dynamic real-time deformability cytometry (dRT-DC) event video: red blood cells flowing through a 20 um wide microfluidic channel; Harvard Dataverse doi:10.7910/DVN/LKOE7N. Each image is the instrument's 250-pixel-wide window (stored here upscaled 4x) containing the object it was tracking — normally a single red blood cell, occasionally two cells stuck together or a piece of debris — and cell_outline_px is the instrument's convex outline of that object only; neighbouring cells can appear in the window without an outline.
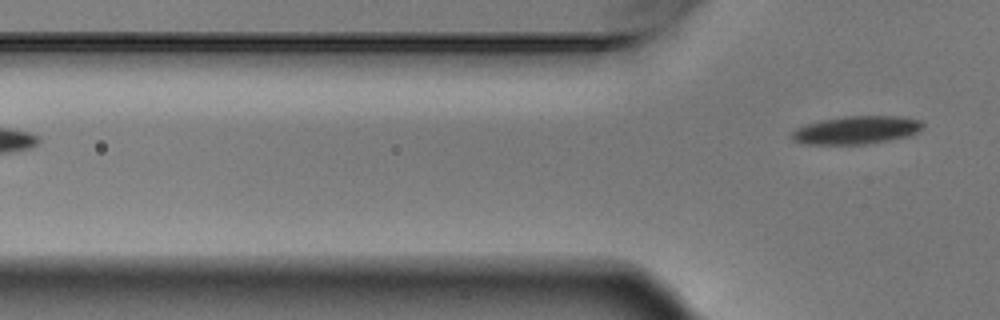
{"species": "Egyptian fruit bat (a non-hibernating species)", "species_latin": "Rousettus aegyptiacus", "temperature_condition": "warm", "stored_images_in_passage": 4, "camera_frame_rate_fps": 3000, "um_per_image_px": 0.085, "animal": {"sex": "male"}, "frame": {"image": 1, "passage_image": 4, "time_ms": 1.0, "image_size_px": [1000, 320], "cell_outline_px": [[924, 124], [916, 132], [908, 136], [868, 144], [800, 144], [792, 140], [792, 132], [796, 128], [804, 124], [820, 120], [844, 116], [896, 116], [920, 120]], "centroid_in_image_um": [72.73, 11.05], "position_along_channel_um": 53.1, "area_um2": 21.39}}